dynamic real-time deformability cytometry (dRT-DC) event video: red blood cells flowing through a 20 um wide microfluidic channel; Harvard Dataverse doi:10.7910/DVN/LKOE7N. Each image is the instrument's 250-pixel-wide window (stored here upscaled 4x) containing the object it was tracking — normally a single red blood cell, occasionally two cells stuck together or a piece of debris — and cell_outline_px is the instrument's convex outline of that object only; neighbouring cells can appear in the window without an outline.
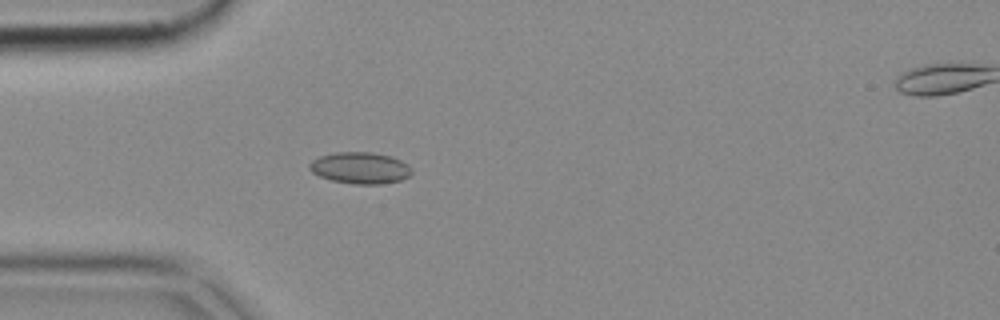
{"species": "common noctule bat (a hibernating species)", "species_latin": "Nyctalus noctula", "temperature_condition": "cold", "stored_images_in_passage": 30, "camera_frame_rate_fps": 3000, "um_per_image_px": 0.085, "animal": {"sex": "female", "body_mass_g": 18.4}, "frame": {"image": 1, "passage_image": 7, "time_ms": 2.0, "image_size_px": [1000, 320], "cell_outline_px": [[412, 172], [408, 176], [400, 180], [380, 184], [352, 184], [332, 180], [320, 176], [312, 172], [308, 168], [308, 164], [312, 160], [320, 156], [336, 152], [372, 152], [392, 156], [408, 164], [412, 168]], "centroid_in_image_um": [30.61, 14.27], "position_along_channel_um": 54.4, "area_um2": 18.84}}
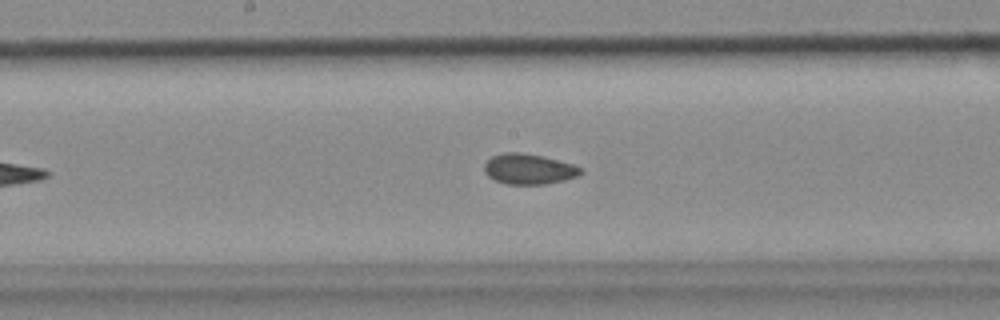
{"frame": {"image": 2, "passage_image": 19, "time_ms": 6.0, "image_size_px": [1000, 320], "cell_outline_px": [[584, 172], [576, 176], [564, 180], [544, 184], [508, 184], [496, 180], [488, 176], [484, 172], [484, 164], [492, 156], [504, 152], [520, 152], [544, 156], [572, 164], [580, 168]], "centroid_in_image_um": [44.93, 14.36], "position_along_channel_um": 203.3, "area_um2": 16.99}}
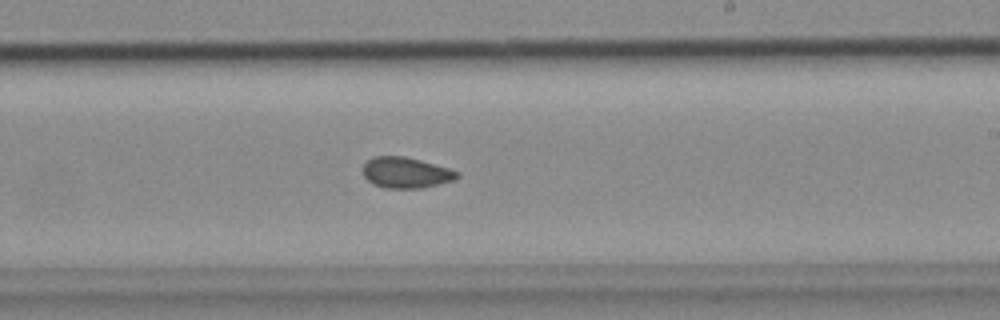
{"frame": {"image": 3, "passage_image": 23, "time_ms": 7.333, "image_size_px": [1000, 320], "cell_outline_px": [[460, 176], [452, 180], [420, 188], [384, 188], [372, 184], [364, 176], [364, 164], [372, 156], [404, 156], [420, 160], [448, 168], [460, 172]], "centroid_in_image_um": [34.48, 14.67], "position_along_channel_um": 254.5, "area_um2": 16.76}}